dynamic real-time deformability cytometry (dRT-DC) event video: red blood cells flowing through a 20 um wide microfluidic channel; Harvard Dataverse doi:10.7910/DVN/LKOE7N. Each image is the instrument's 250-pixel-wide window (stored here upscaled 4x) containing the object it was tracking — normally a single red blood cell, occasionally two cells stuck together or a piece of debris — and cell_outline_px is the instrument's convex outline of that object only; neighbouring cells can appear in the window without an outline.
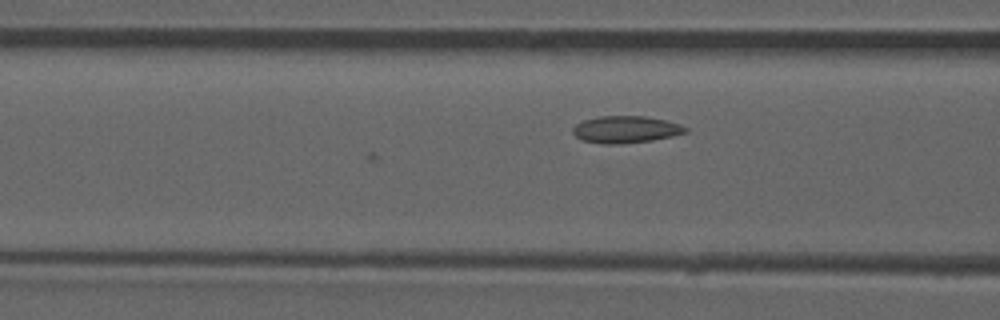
{"species": "common noctule bat (a hibernating species)", "species_latin": "Nyctalus noctula", "temperature_condition": "room temperature", "stored_images_in_passage": 4, "camera_frame_rate_fps": 3000, "um_per_image_px": 0.085, "animal": {"sex": "male", "forearm_length_mm": 52.5}, "frame": {"image": 1, "passage_image": 4, "time_ms": 1.0, "image_size_px": [1000, 320], "cell_outline_px": [[688, 132], [672, 136], [652, 140], [620, 144], [600, 144], [580, 140], [572, 132], [572, 128], [576, 124], [584, 120], [600, 116], [644, 116], [664, 120], [680, 124], [688, 128]], "centroid_in_image_um": [53.17, 11.01], "position_along_channel_um": 113.4, "area_um2": 17.8}}